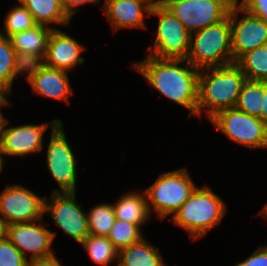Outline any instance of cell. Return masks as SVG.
<instances>
[{
  "mask_svg": "<svg viewBox=\"0 0 267 266\" xmlns=\"http://www.w3.org/2000/svg\"><path fill=\"white\" fill-rule=\"evenodd\" d=\"M157 92L197 116L199 71L186 59H160L147 55L133 65Z\"/></svg>",
  "mask_w": 267,
  "mask_h": 266,
  "instance_id": "1",
  "label": "cell"
},
{
  "mask_svg": "<svg viewBox=\"0 0 267 266\" xmlns=\"http://www.w3.org/2000/svg\"><path fill=\"white\" fill-rule=\"evenodd\" d=\"M246 77L235 64L205 68L198 75L197 116L202 118L203 110L208 120L217 112L235 108Z\"/></svg>",
  "mask_w": 267,
  "mask_h": 266,
  "instance_id": "2",
  "label": "cell"
},
{
  "mask_svg": "<svg viewBox=\"0 0 267 266\" xmlns=\"http://www.w3.org/2000/svg\"><path fill=\"white\" fill-rule=\"evenodd\" d=\"M226 213V203L205 184L196 187L170 220L196 241L218 226Z\"/></svg>",
  "mask_w": 267,
  "mask_h": 266,
  "instance_id": "3",
  "label": "cell"
},
{
  "mask_svg": "<svg viewBox=\"0 0 267 266\" xmlns=\"http://www.w3.org/2000/svg\"><path fill=\"white\" fill-rule=\"evenodd\" d=\"M186 60L198 70L234 63L229 17L192 33Z\"/></svg>",
  "mask_w": 267,
  "mask_h": 266,
  "instance_id": "4",
  "label": "cell"
},
{
  "mask_svg": "<svg viewBox=\"0 0 267 266\" xmlns=\"http://www.w3.org/2000/svg\"><path fill=\"white\" fill-rule=\"evenodd\" d=\"M196 187L185 167L161 173L144 190L150 215L153 216L156 211L161 220L174 215Z\"/></svg>",
  "mask_w": 267,
  "mask_h": 266,
  "instance_id": "5",
  "label": "cell"
},
{
  "mask_svg": "<svg viewBox=\"0 0 267 266\" xmlns=\"http://www.w3.org/2000/svg\"><path fill=\"white\" fill-rule=\"evenodd\" d=\"M150 15L158 16V24L148 55L160 59H186L191 33L163 4L152 8Z\"/></svg>",
  "mask_w": 267,
  "mask_h": 266,
  "instance_id": "6",
  "label": "cell"
},
{
  "mask_svg": "<svg viewBox=\"0 0 267 266\" xmlns=\"http://www.w3.org/2000/svg\"><path fill=\"white\" fill-rule=\"evenodd\" d=\"M209 121L229 140L248 149H267V124L236 108L217 112Z\"/></svg>",
  "mask_w": 267,
  "mask_h": 266,
  "instance_id": "7",
  "label": "cell"
},
{
  "mask_svg": "<svg viewBox=\"0 0 267 266\" xmlns=\"http://www.w3.org/2000/svg\"><path fill=\"white\" fill-rule=\"evenodd\" d=\"M235 0H163V5L192 34L228 17Z\"/></svg>",
  "mask_w": 267,
  "mask_h": 266,
  "instance_id": "8",
  "label": "cell"
},
{
  "mask_svg": "<svg viewBox=\"0 0 267 266\" xmlns=\"http://www.w3.org/2000/svg\"><path fill=\"white\" fill-rule=\"evenodd\" d=\"M63 125L61 122L55 129H51L46 165L49 174L59 186L52 192H76L78 160L69 145Z\"/></svg>",
  "mask_w": 267,
  "mask_h": 266,
  "instance_id": "9",
  "label": "cell"
},
{
  "mask_svg": "<svg viewBox=\"0 0 267 266\" xmlns=\"http://www.w3.org/2000/svg\"><path fill=\"white\" fill-rule=\"evenodd\" d=\"M50 215L57 227L79 244L90 234L87 212L77 204L76 192H52L45 195L44 215Z\"/></svg>",
  "mask_w": 267,
  "mask_h": 266,
  "instance_id": "10",
  "label": "cell"
},
{
  "mask_svg": "<svg viewBox=\"0 0 267 266\" xmlns=\"http://www.w3.org/2000/svg\"><path fill=\"white\" fill-rule=\"evenodd\" d=\"M45 196L20 184L6 185L0 192V216L6 226L44 219Z\"/></svg>",
  "mask_w": 267,
  "mask_h": 266,
  "instance_id": "11",
  "label": "cell"
},
{
  "mask_svg": "<svg viewBox=\"0 0 267 266\" xmlns=\"http://www.w3.org/2000/svg\"><path fill=\"white\" fill-rule=\"evenodd\" d=\"M228 17L233 62L244 53L267 44V22L263 19L246 12L236 2L230 8Z\"/></svg>",
  "mask_w": 267,
  "mask_h": 266,
  "instance_id": "12",
  "label": "cell"
},
{
  "mask_svg": "<svg viewBox=\"0 0 267 266\" xmlns=\"http://www.w3.org/2000/svg\"><path fill=\"white\" fill-rule=\"evenodd\" d=\"M61 122V119L56 118L48 122L49 124L43 122L9 127L10 122L7 120L0 142L3 158L6 156L25 157L29 154L42 152L44 149L43 137L47 132L46 130L50 126L51 129H55Z\"/></svg>",
  "mask_w": 267,
  "mask_h": 266,
  "instance_id": "13",
  "label": "cell"
},
{
  "mask_svg": "<svg viewBox=\"0 0 267 266\" xmlns=\"http://www.w3.org/2000/svg\"><path fill=\"white\" fill-rule=\"evenodd\" d=\"M42 221L43 219L6 226V237L29 261L55 255L52 243L56 232L46 228L44 223H40Z\"/></svg>",
  "mask_w": 267,
  "mask_h": 266,
  "instance_id": "14",
  "label": "cell"
},
{
  "mask_svg": "<svg viewBox=\"0 0 267 266\" xmlns=\"http://www.w3.org/2000/svg\"><path fill=\"white\" fill-rule=\"evenodd\" d=\"M84 45L60 29H53L47 44L45 66L64 71H71L78 64L82 65Z\"/></svg>",
  "mask_w": 267,
  "mask_h": 266,
  "instance_id": "15",
  "label": "cell"
},
{
  "mask_svg": "<svg viewBox=\"0 0 267 266\" xmlns=\"http://www.w3.org/2000/svg\"><path fill=\"white\" fill-rule=\"evenodd\" d=\"M101 7L114 32L122 28L147 29L145 16L149 17L152 9L141 0H105Z\"/></svg>",
  "mask_w": 267,
  "mask_h": 266,
  "instance_id": "16",
  "label": "cell"
},
{
  "mask_svg": "<svg viewBox=\"0 0 267 266\" xmlns=\"http://www.w3.org/2000/svg\"><path fill=\"white\" fill-rule=\"evenodd\" d=\"M34 94L71 104L69 98L73 94L68 72L45 66L29 82Z\"/></svg>",
  "mask_w": 267,
  "mask_h": 266,
  "instance_id": "17",
  "label": "cell"
},
{
  "mask_svg": "<svg viewBox=\"0 0 267 266\" xmlns=\"http://www.w3.org/2000/svg\"><path fill=\"white\" fill-rule=\"evenodd\" d=\"M115 218L139 225L140 227L151 219L148 209L147 198L144 190L142 192H128L120 196L116 203H112Z\"/></svg>",
  "mask_w": 267,
  "mask_h": 266,
  "instance_id": "18",
  "label": "cell"
},
{
  "mask_svg": "<svg viewBox=\"0 0 267 266\" xmlns=\"http://www.w3.org/2000/svg\"><path fill=\"white\" fill-rule=\"evenodd\" d=\"M116 263L118 266H167L160 250L145 237L118 251Z\"/></svg>",
  "mask_w": 267,
  "mask_h": 266,
  "instance_id": "19",
  "label": "cell"
},
{
  "mask_svg": "<svg viewBox=\"0 0 267 266\" xmlns=\"http://www.w3.org/2000/svg\"><path fill=\"white\" fill-rule=\"evenodd\" d=\"M31 13L34 21L38 25L50 26L57 24L61 26H71V19L66 14L61 0H18Z\"/></svg>",
  "mask_w": 267,
  "mask_h": 266,
  "instance_id": "20",
  "label": "cell"
},
{
  "mask_svg": "<svg viewBox=\"0 0 267 266\" xmlns=\"http://www.w3.org/2000/svg\"><path fill=\"white\" fill-rule=\"evenodd\" d=\"M52 30L51 27L37 24L31 29L11 35L9 39L16 52L38 54L45 57Z\"/></svg>",
  "mask_w": 267,
  "mask_h": 266,
  "instance_id": "21",
  "label": "cell"
},
{
  "mask_svg": "<svg viewBox=\"0 0 267 266\" xmlns=\"http://www.w3.org/2000/svg\"><path fill=\"white\" fill-rule=\"evenodd\" d=\"M234 63L246 80L267 82V44L244 53Z\"/></svg>",
  "mask_w": 267,
  "mask_h": 266,
  "instance_id": "22",
  "label": "cell"
},
{
  "mask_svg": "<svg viewBox=\"0 0 267 266\" xmlns=\"http://www.w3.org/2000/svg\"><path fill=\"white\" fill-rule=\"evenodd\" d=\"M88 252L90 259L100 266H109L118 260V250L107 236H94L89 234L81 243Z\"/></svg>",
  "mask_w": 267,
  "mask_h": 266,
  "instance_id": "23",
  "label": "cell"
},
{
  "mask_svg": "<svg viewBox=\"0 0 267 266\" xmlns=\"http://www.w3.org/2000/svg\"><path fill=\"white\" fill-rule=\"evenodd\" d=\"M263 94L264 82L246 80L242 85L235 108L260 119Z\"/></svg>",
  "mask_w": 267,
  "mask_h": 266,
  "instance_id": "24",
  "label": "cell"
},
{
  "mask_svg": "<svg viewBox=\"0 0 267 266\" xmlns=\"http://www.w3.org/2000/svg\"><path fill=\"white\" fill-rule=\"evenodd\" d=\"M87 213L89 232L94 236H107L115 223L112 203L94 205Z\"/></svg>",
  "mask_w": 267,
  "mask_h": 266,
  "instance_id": "25",
  "label": "cell"
},
{
  "mask_svg": "<svg viewBox=\"0 0 267 266\" xmlns=\"http://www.w3.org/2000/svg\"><path fill=\"white\" fill-rule=\"evenodd\" d=\"M3 29H0V35L10 37L15 33L28 30L37 25L28 11V9L20 2L14 5L4 17Z\"/></svg>",
  "mask_w": 267,
  "mask_h": 266,
  "instance_id": "26",
  "label": "cell"
},
{
  "mask_svg": "<svg viewBox=\"0 0 267 266\" xmlns=\"http://www.w3.org/2000/svg\"><path fill=\"white\" fill-rule=\"evenodd\" d=\"M141 230L139 225L116 219L107 238L113 243L114 247L120 251L144 238Z\"/></svg>",
  "mask_w": 267,
  "mask_h": 266,
  "instance_id": "27",
  "label": "cell"
},
{
  "mask_svg": "<svg viewBox=\"0 0 267 266\" xmlns=\"http://www.w3.org/2000/svg\"><path fill=\"white\" fill-rule=\"evenodd\" d=\"M15 53L9 37L0 35V86L10 95L14 83Z\"/></svg>",
  "mask_w": 267,
  "mask_h": 266,
  "instance_id": "28",
  "label": "cell"
},
{
  "mask_svg": "<svg viewBox=\"0 0 267 266\" xmlns=\"http://www.w3.org/2000/svg\"><path fill=\"white\" fill-rule=\"evenodd\" d=\"M14 60V80L21 75L29 82L45 67V57L38 54L16 52Z\"/></svg>",
  "mask_w": 267,
  "mask_h": 266,
  "instance_id": "29",
  "label": "cell"
},
{
  "mask_svg": "<svg viewBox=\"0 0 267 266\" xmlns=\"http://www.w3.org/2000/svg\"><path fill=\"white\" fill-rule=\"evenodd\" d=\"M28 262L6 236L0 239V266H28Z\"/></svg>",
  "mask_w": 267,
  "mask_h": 266,
  "instance_id": "30",
  "label": "cell"
},
{
  "mask_svg": "<svg viewBox=\"0 0 267 266\" xmlns=\"http://www.w3.org/2000/svg\"><path fill=\"white\" fill-rule=\"evenodd\" d=\"M246 12L267 22V0H235ZM241 1V2H240Z\"/></svg>",
  "mask_w": 267,
  "mask_h": 266,
  "instance_id": "31",
  "label": "cell"
},
{
  "mask_svg": "<svg viewBox=\"0 0 267 266\" xmlns=\"http://www.w3.org/2000/svg\"><path fill=\"white\" fill-rule=\"evenodd\" d=\"M235 266H267V244L259 245L250 256L238 262Z\"/></svg>",
  "mask_w": 267,
  "mask_h": 266,
  "instance_id": "32",
  "label": "cell"
},
{
  "mask_svg": "<svg viewBox=\"0 0 267 266\" xmlns=\"http://www.w3.org/2000/svg\"><path fill=\"white\" fill-rule=\"evenodd\" d=\"M63 8L70 19L79 12L78 6L85 5L86 3L100 4L101 0H61Z\"/></svg>",
  "mask_w": 267,
  "mask_h": 266,
  "instance_id": "33",
  "label": "cell"
},
{
  "mask_svg": "<svg viewBox=\"0 0 267 266\" xmlns=\"http://www.w3.org/2000/svg\"><path fill=\"white\" fill-rule=\"evenodd\" d=\"M28 266H63L61 261L53 255L48 258L33 259L28 262Z\"/></svg>",
  "mask_w": 267,
  "mask_h": 266,
  "instance_id": "34",
  "label": "cell"
},
{
  "mask_svg": "<svg viewBox=\"0 0 267 266\" xmlns=\"http://www.w3.org/2000/svg\"><path fill=\"white\" fill-rule=\"evenodd\" d=\"M4 106H10L12 107V102L7 98L2 104H0V142L2 139L3 130L5 127V124L7 122V118L4 116L3 112L1 111Z\"/></svg>",
  "mask_w": 267,
  "mask_h": 266,
  "instance_id": "35",
  "label": "cell"
},
{
  "mask_svg": "<svg viewBox=\"0 0 267 266\" xmlns=\"http://www.w3.org/2000/svg\"><path fill=\"white\" fill-rule=\"evenodd\" d=\"M260 119L267 124V82H264V94L262 98Z\"/></svg>",
  "mask_w": 267,
  "mask_h": 266,
  "instance_id": "36",
  "label": "cell"
},
{
  "mask_svg": "<svg viewBox=\"0 0 267 266\" xmlns=\"http://www.w3.org/2000/svg\"><path fill=\"white\" fill-rule=\"evenodd\" d=\"M147 5H149L151 8L157 7L158 5L163 4V0H141Z\"/></svg>",
  "mask_w": 267,
  "mask_h": 266,
  "instance_id": "37",
  "label": "cell"
},
{
  "mask_svg": "<svg viewBox=\"0 0 267 266\" xmlns=\"http://www.w3.org/2000/svg\"><path fill=\"white\" fill-rule=\"evenodd\" d=\"M10 94L0 86V104H2Z\"/></svg>",
  "mask_w": 267,
  "mask_h": 266,
  "instance_id": "38",
  "label": "cell"
},
{
  "mask_svg": "<svg viewBox=\"0 0 267 266\" xmlns=\"http://www.w3.org/2000/svg\"><path fill=\"white\" fill-rule=\"evenodd\" d=\"M6 236V225L0 216V239Z\"/></svg>",
  "mask_w": 267,
  "mask_h": 266,
  "instance_id": "39",
  "label": "cell"
},
{
  "mask_svg": "<svg viewBox=\"0 0 267 266\" xmlns=\"http://www.w3.org/2000/svg\"><path fill=\"white\" fill-rule=\"evenodd\" d=\"M259 216H263L264 218H267V203L265 206L261 209V211L258 212Z\"/></svg>",
  "mask_w": 267,
  "mask_h": 266,
  "instance_id": "40",
  "label": "cell"
},
{
  "mask_svg": "<svg viewBox=\"0 0 267 266\" xmlns=\"http://www.w3.org/2000/svg\"><path fill=\"white\" fill-rule=\"evenodd\" d=\"M4 158H3V155H2V152H1V149H0V173H2L3 168H4Z\"/></svg>",
  "mask_w": 267,
  "mask_h": 266,
  "instance_id": "41",
  "label": "cell"
}]
</instances>
